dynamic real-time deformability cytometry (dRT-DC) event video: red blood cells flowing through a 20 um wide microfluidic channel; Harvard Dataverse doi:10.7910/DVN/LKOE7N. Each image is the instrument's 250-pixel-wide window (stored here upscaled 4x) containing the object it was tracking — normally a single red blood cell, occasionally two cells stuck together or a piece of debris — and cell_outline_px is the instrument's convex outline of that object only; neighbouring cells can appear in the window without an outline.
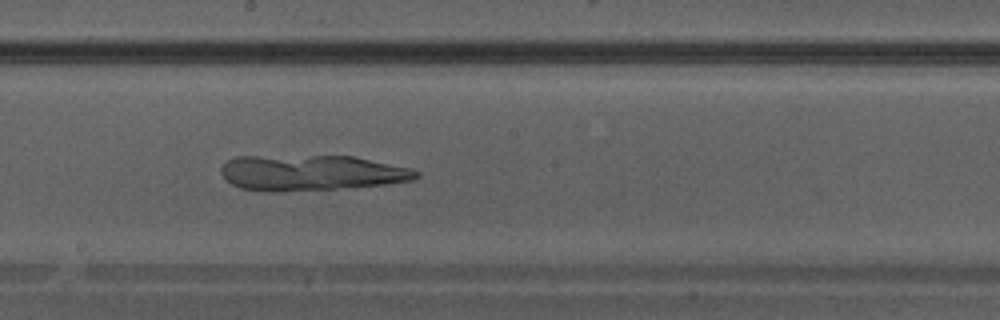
{"species": "Egyptian fruit bat (a non-hibernating species)", "species_latin": "Rousettus aegyptiacus", "temperature_condition": "warm", "stored_images_in_passage": 32, "camera_frame_rate_fps": 3000, "um_per_image_px": 0.085, "animal": {"sex": "male"}, "frame": {"image": 1, "passage_image": 22, "time_ms": 7.0, "image_size_px": [1000, 320], "cell_outline_px": [[420, 176], [412, 180], [384, 184], [336, 188], [240, 188], [232, 184], [220, 172], [220, 168], [228, 160], [236, 156], [356, 156], [412, 168], [420, 172]], "centroid_in_image_um": [26.56, 14.62], "position_along_channel_um": 221.6, "area_um2": 38.96}}